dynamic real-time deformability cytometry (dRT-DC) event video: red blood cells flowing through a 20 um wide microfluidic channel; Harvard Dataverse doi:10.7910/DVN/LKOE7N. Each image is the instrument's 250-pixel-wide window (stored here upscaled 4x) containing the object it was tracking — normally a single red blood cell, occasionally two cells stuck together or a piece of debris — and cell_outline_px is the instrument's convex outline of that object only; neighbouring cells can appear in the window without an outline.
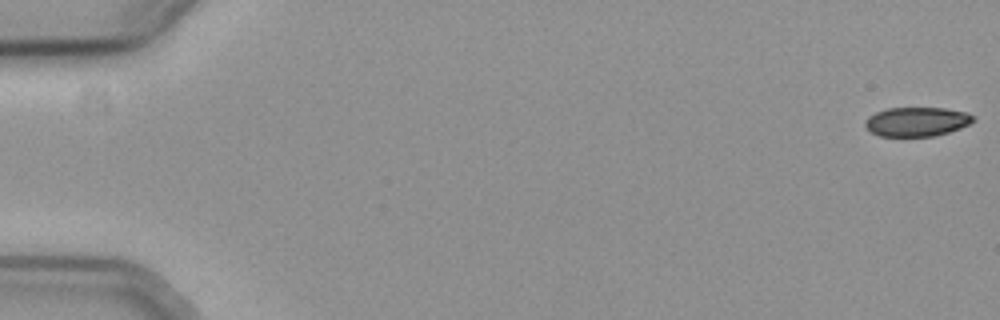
{"species": "common noctule bat (a hibernating species)", "species_latin": "Nyctalus noctula", "temperature_condition": "cold", "stored_images_in_passage": 28, "camera_frame_rate_fps": 3000, "um_per_image_px": 0.085, "animal": {"sex": "female", "body_mass_g": 19.3, "forearm_length_mm": 54.1}, "frame": {"image": 1, "passage_image": 1, "time_ms": 0.0, "image_size_px": [1000, 320], "cell_outline_px": [[976, 120], [960, 128], [936, 136], [880, 136], [868, 132], [864, 124], [868, 116], [876, 112], [888, 108], [944, 108], [964, 112], [972, 116]], "centroid_in_image_um": [77.88, 10.35], "position_along_channel_um": 7.1, "area_um2": 18.38}}
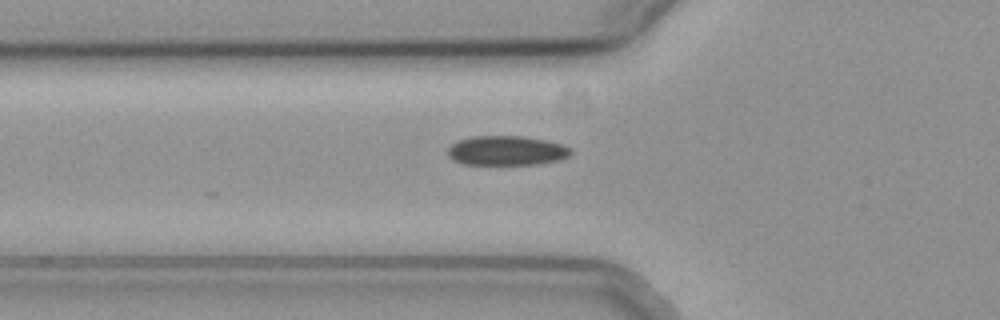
{"frame": {"image": 2, "passage_image": 21, "time_ms": 6.667, "image_size_px": [1000, 320], "cell_outline_px": [[572, 152], [568, 156], [560, 160], [536, 164], [464, 164], [448, 156], [448, 148], [452, 144], [460, 140], [472, 136], [524, 136], [544, 140], [560, 144], [572, 148]], "centroid_in_image_um": [43.08, 12.8], "position_along_channel_um": 82.7, "area_um2": 20.98}}
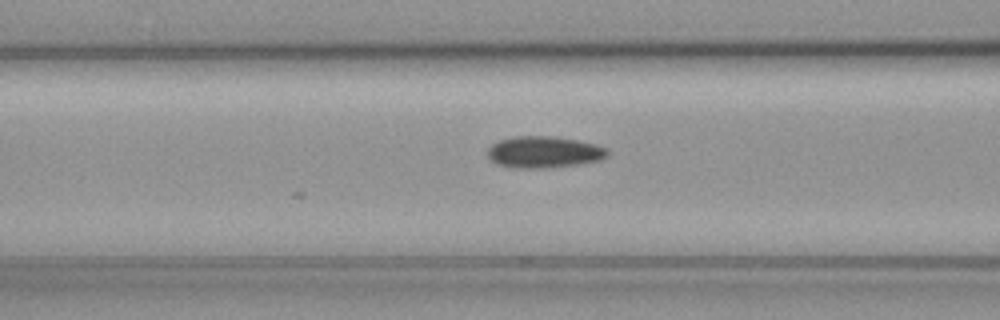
{"frame": {"image": 3, "passage_image": 24, "time_ms": 7.667, "image_size_px": [1000, 320], "cell_outline_px": [[608, 156], [600, 160], [580, 164], [544, 168], [512, 168], [496, 164], [488, 156], [488, 148], [492, 144], [500, 140], [516, 136], [548, 136], [576, 140], [596, 144], [604, 148], [608, 152]], "centroid_in_image_um": [46.22, 12.94], "position_along_channel_um": 120.4, "area_um2": 21.96}}